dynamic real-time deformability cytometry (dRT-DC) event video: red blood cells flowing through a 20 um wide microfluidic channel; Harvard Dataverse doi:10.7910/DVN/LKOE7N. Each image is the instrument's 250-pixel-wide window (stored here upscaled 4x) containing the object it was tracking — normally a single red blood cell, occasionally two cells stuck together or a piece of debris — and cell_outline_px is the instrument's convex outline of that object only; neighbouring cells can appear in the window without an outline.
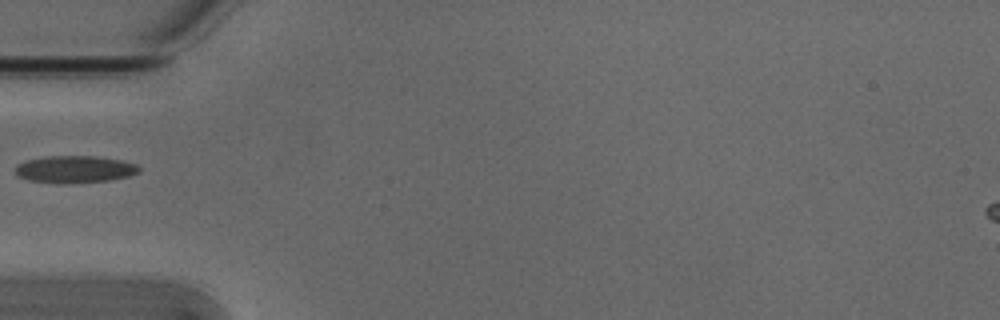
{"species": "Egyptian fruit bat (a non-hibernating species)", "species_latin": "Rousettus aegyptiacus", "temperature_condition": "cold", "stored_images_in_passage": 5, "camera_frame_rate_fps": 3000, "um_per_image_px": 0.085, "animal": {"sex": "male"}, "frame": {"image": 1, "passage_image": 5, "time_ms": 1.333, "image_size_px": [1000, 320], "cell_outline_px": [[140, 172], [128, 176], [108, 180], [72, 184], [60, 184], [28, 180], [16, 176], [16, 164], [24, 160], [44, 156], [96, 156], [120, 160], [136, 164], [140, 168]], "centroid_in_image_um": [6.3, 14.39], "position_along_channel_um": 78.7, "area_um2": 19.88}}